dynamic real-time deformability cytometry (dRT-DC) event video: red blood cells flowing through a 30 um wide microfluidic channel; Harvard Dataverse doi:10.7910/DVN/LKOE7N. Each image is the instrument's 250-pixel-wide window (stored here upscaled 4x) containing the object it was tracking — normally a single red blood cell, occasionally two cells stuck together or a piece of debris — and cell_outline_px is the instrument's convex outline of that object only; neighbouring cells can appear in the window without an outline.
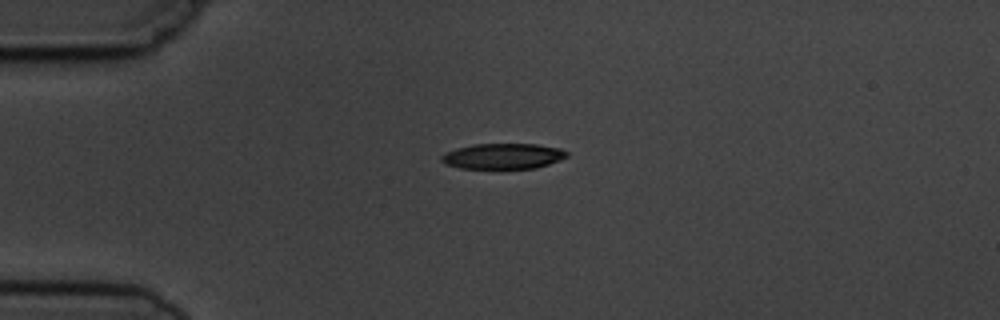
{"species": "common noctule bat (a hibernating species)", "species_latin": "Nyctalus noctula", "temperature_condition": "cold", "stored_images_in_passage": 2, "camera_frame_rate_fps": 3000, "um_per_image_px": 0.085, "animal": {"sex": "male", "body_mass_g": 19.5, "forearm_length_mm": 54.6}, "frame": {"image": 1, "passage_image": 1, "time_ms": 0.0, "image_size_px": [1000, 320], "cell_outline_px": [[568, 156], [560, 160], [536, 168], [460, 168], [444, 164], [440, 160], [440, 156], [444, 152], [456, 148], [472, 144], [536, 144], [560, 148], [568, 152]], "centroid_in_image_um": [42.72, 13.27], "position_along_channel_um": 42.3, "area_um2": 18.79}}